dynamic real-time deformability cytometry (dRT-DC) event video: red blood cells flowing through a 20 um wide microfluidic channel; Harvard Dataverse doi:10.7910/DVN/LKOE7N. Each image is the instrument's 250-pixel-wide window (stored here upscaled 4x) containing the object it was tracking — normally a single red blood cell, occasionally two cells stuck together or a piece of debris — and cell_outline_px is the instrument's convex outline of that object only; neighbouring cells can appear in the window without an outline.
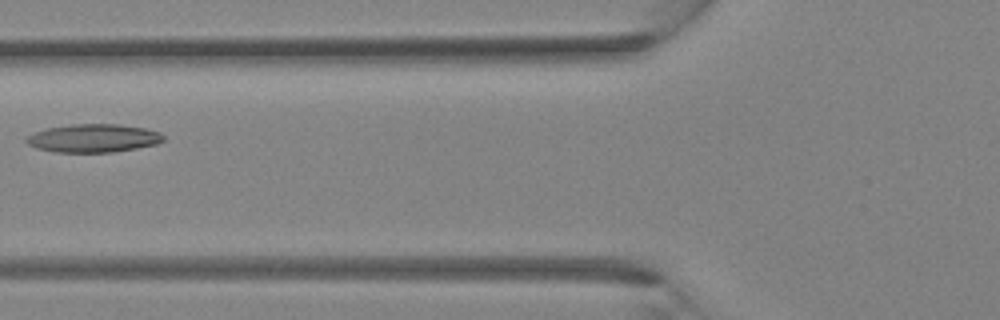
{"species": "Egyptian fruit bat (a non-hibernating species)", "species_latin": "Rousettus aegyptiacus", "temperature_condition": "room temperature", "stored_images_in_passage": 4, "camera_frame_rate_fps": 3000, "um_per_image_px": 0.085, "animal": {"sex": "female"}, "frame": {"image": 1, "passage_image": 4, "time_ms": 3.333, "image_size_px": [1000, 320], "cell_outline_px": [[164, 140], [156, 144], [136, 148], [112, 152], [56, 152], [36, 148], [28, 144], [24, 140], [28, 136], [36, 132], [48, 128], [72, 124], [120, 124], [144, 128], [160, 132], [164, 136]], "centroid_in_image_um": [7.95, 11.74], "position_along_channel_um": 117.9, "area_um2": 22.43}}